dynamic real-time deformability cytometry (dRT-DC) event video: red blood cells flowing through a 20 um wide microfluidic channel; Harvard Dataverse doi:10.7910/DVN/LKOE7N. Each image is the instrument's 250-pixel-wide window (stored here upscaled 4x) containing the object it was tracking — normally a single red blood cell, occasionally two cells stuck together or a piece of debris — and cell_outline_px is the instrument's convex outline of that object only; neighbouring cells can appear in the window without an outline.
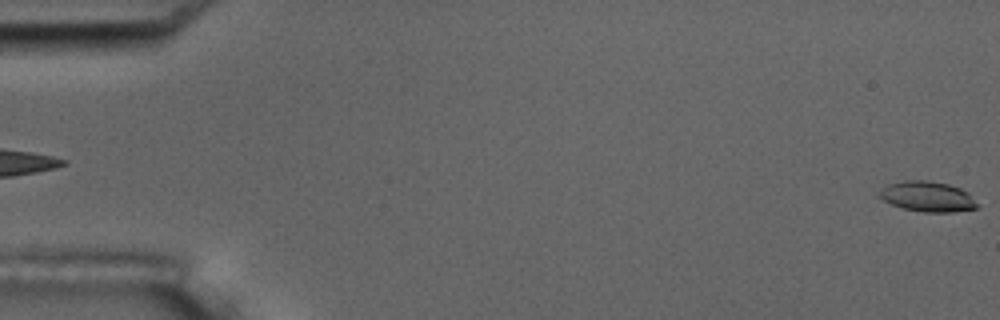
{"species": "common noctule bat (a hibernating species)", "species_latin": "Nyctalus noctula", "temperature_condition": "room temperature", "stored_images_in_passage": 4, "segment_of_instrument_passage": [2, 2], "camera_frame_rate_fps": 3000, "um_per_image_px": 0.085, "animal": {"sex": "male", "body_mass_g": 17.5, "forearm_length_mm": 52.3}, "frame": {"image": 1, "passage_image": 4, "time_ms": 4.333, "image_size_px": [1000, 320], "cell_outline_px": [[980, 204], [976, 208], [952, 212], [924, 212], [904, 208], [892, 204], [876, 196], [888, 184], [904, 180], [924, 180], [948, 184], [960, 188], [968, 192]], "centroid_in_image_um": [78.87, 16.7], "position_along_channel_um": 6.1, "area_um2": 17.22}}